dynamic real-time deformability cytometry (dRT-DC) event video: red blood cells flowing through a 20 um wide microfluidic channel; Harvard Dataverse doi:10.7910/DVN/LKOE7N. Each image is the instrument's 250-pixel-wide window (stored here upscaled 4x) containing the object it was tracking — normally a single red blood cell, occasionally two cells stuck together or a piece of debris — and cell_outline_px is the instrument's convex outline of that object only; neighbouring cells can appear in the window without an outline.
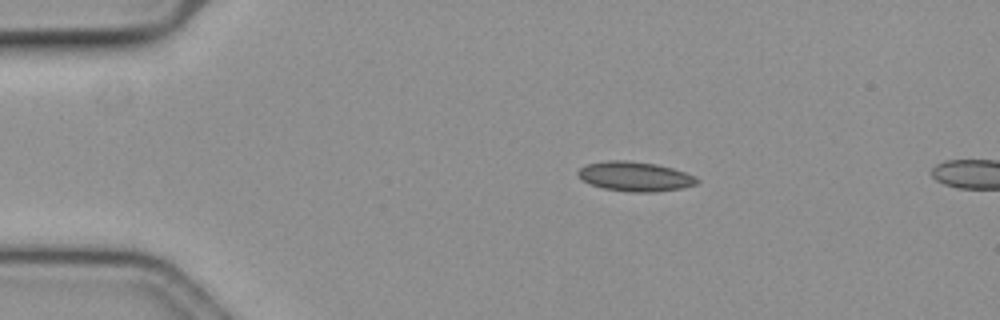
{"species": "common noctule bat (a hibernating species)", "species_latin": "Nyctalus noctula", "temperature_condition": "cold", "stored_images_in_passage": 4, "camera_frame_rate_fps": 3000, "um_per_image_px": 0.085, "animal": {"sex": "female", "body_mass_g": 19.3, "forearm_length_mm": 54.1}, "frame": {"image": 1, "passage_image": 1, "time_ms": 0.0, "image_size_px": [1000, 320], "cell_outline_px": [[700, 180], [696, 184], [684, 188], [656, 192], [628, 192], [604, 188], [592, 184], [584, 180], [576, 172], [580, 168], [588, 164], [608, 160], [624, 160], [656, 164], [672, 168], [696, 176]], "centroid_in_image_um": [54.02, 15.0], "position_along_channel_um": 31.0, "area_um2": 20.4}}